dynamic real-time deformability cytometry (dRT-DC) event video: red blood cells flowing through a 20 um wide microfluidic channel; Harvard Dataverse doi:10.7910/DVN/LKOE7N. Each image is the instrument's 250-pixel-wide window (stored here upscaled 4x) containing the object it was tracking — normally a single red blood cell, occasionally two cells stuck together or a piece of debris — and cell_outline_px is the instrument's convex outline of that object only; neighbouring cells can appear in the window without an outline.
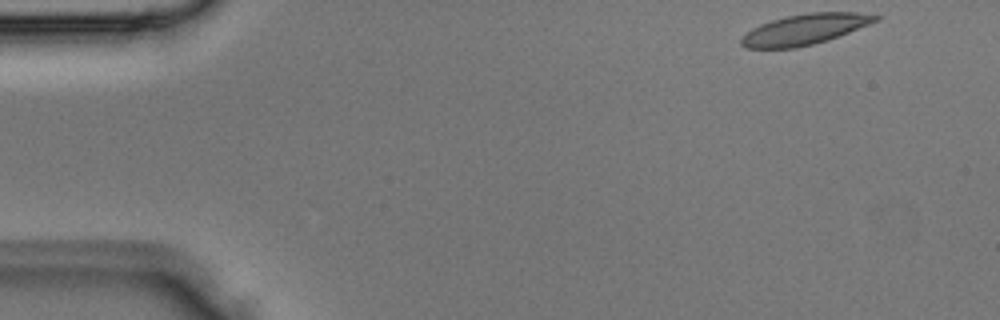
{"species": "Egyptian fruit bat (a non-hibernating species)", "species_latin": "Rousettus aegyptiacus", "temperature_condition": "room temperature", "stored_images_in_passage": 5, "camera_frame_rate_fps": 3000, "um_per_image_px": 0.085, "animal": {"sex": "male"}, "frame": {"image": 1, "passage_image": 1, "time_ms": 0.0, "image_size_px": [1000, 320], "cell_outline_px": [[880, 16], [876, 20], [868, 24], [828, 40], [796, 48], [744, 48], [740, 44], [740, 40], [752, 28], [760, 24], [772, 20], [788, 16], [808, 12], [852, 12]], "centroid_in_image_um": [68.34, 2.5], "position_along_channel_um": 16.7, "area_um2": 23.47}}